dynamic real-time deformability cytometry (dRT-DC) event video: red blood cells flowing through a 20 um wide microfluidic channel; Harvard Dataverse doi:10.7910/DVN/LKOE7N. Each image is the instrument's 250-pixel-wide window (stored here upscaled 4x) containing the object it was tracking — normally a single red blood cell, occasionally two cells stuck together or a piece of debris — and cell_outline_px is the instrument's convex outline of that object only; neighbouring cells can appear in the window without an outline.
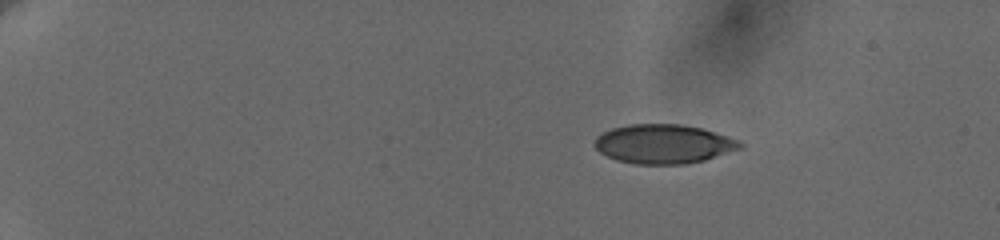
{"species": "human", "species_latin": "Homo sapiens", "temperature_condition": "cold", "stored_images_in_passage": 9, "camera_frame_rate_fps": 3000, "um_per_image_px": 0.085, "donor": {"sex": "female"}, "frame": {"image": 1, "passage_image": 1, "time_ms": 0.0, "image_size_px": [1000, 240], "cell_outline_px": [[744, 148], [704, 160], [684, 164], [636, 164], [616, 160], [600, 152], [592, 144], [596, 136], [612, 128], [628, 124], [680, 124], [704, 128], [740, 140], [744, 144]], "centroid_in_image_um": [56.43, 12.23], "position_along_channel_um": 28.6, "area_um2": 33.52}}
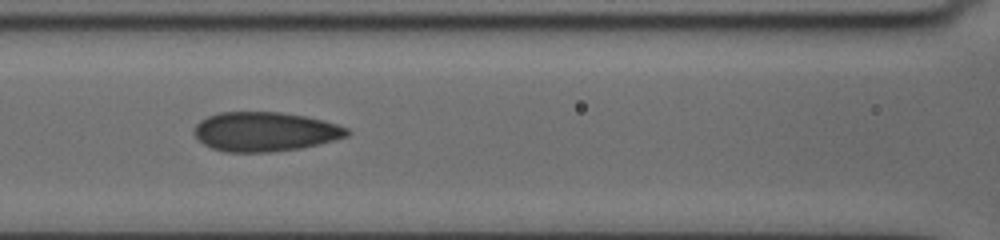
{"frame": {"image": 2, "passage_image": 7, "time_ms": 6.333, "image_size_px": [1000, 240], "cell_outline_px": [[348, 136], [300, 148], [272, 152], [228, 152], [212, 148], [204, 144], [196, 136], [196, 124], [200, 120], [208, 116], [220, 112], [280, 112], [304, 116], [336, 124], [348, 128]], "centroid_in_image_um": [22.5, 11.19], "position_along_channel_um": 144.1, "area_um2": 34.56}}
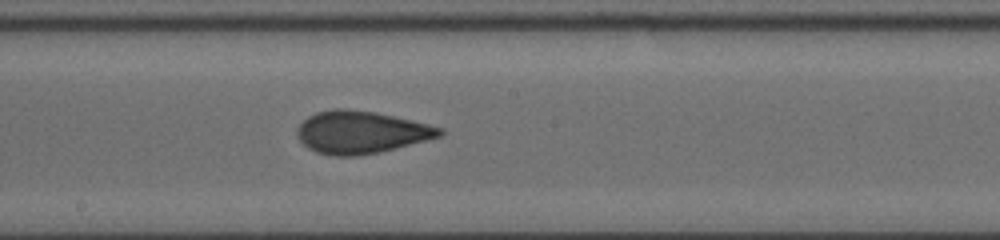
{"frame": {"image": 3, "passage_image": 9, "time_ms": 8.333, "image_size_px": [1000, 240], "cell_outline_px": [[444, 132], [440, 136], [380, 152], [356, 156], [332, 156], [316, 152], [308, 148], [296, 136], [296, 128], [308, 116], [316, 112], [332, 108], [344, 108], [376, 112], [428, 124], [444, 128]], "centroid_in_image_um": [30.64, 11.23], "position_along_channel_um": 217.6, "area_um2": 35.26}}